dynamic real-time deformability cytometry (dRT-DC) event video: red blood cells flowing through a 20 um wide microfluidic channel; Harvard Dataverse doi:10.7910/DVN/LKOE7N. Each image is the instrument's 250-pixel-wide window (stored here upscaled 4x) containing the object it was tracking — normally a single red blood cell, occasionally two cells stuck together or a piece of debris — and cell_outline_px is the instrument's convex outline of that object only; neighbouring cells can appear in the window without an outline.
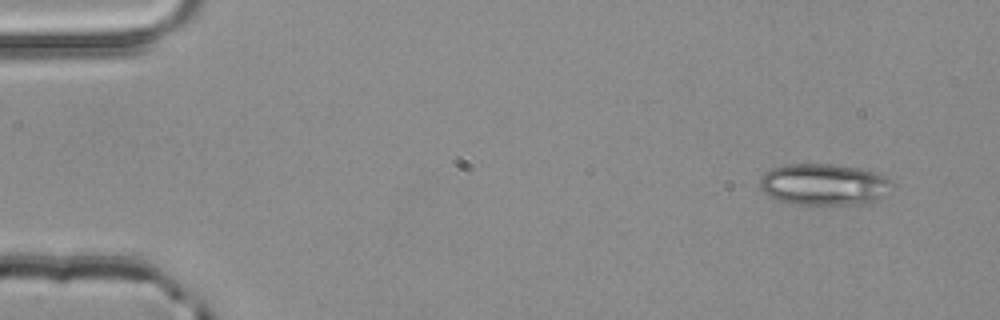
{"species": "common noctule bat (a hibernating species)", "species_latin": "Nyctalus noctula", "temperature_condition": "room temperature", "stored_images_in_passage": 4, "camera_frame_rate_fps": 3000, "um_per_image_px": 0.085, "animal": {"sex": "male", "body_mass_g": 20.4}, "frame": {"image": 1, "passage_image": 1, "time_ms": 0.0, "image_size_px": [1000, 320], "cell_outline_px": [[896, 184], [872, 204], [788, 204], [776, 200], [768, 196], [760, 188], [760, 180], [772, 168], [784, 164], [832, 164], [860, 168], [888, 176]], "centroid_in_image_um": [70.08, 15.69], "position_along_channel_um": 14.9, "area_um2": 32.37}}